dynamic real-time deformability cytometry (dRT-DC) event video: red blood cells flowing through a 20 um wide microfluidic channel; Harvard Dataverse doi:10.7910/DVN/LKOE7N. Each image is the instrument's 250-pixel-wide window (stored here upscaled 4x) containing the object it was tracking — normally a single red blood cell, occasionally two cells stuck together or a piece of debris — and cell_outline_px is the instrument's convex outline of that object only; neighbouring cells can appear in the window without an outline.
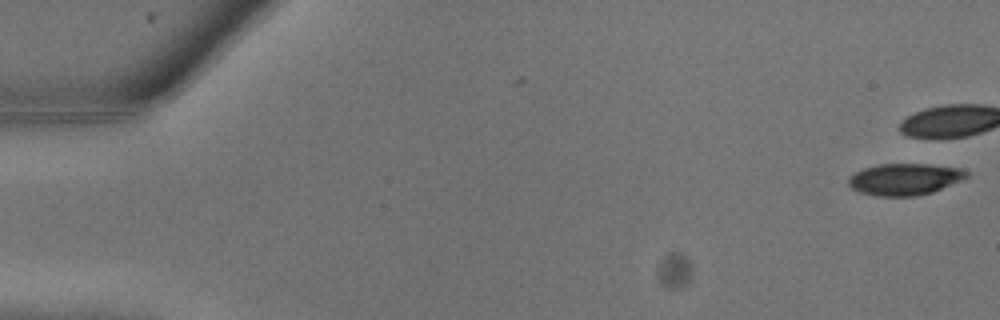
{"species": "common noctule bat (a hibernating species)", "species_latin": "Nyctalus noctula", "temperature_condition": "warm", "stored_images_in_passage": 2, "camera_frame_rate_fps": 3000, "um_per_image_px": 0.085, "animal": {"sex": "male", "body_mass_g": 13.3}, "frame": {"image": 1, "passage_image": 2, "time_ms": 0.333, "image_size_px": [1000, 320], "cell_outline_px": [[968, 176], [964, 180], [932, 192], [916, 196], [876, 196], [860, 192], [852, 188], [848, 184], [848, 176], [864, 168], [880, 164], [928, 164], [960, 168], [968, 172]], "centroid_in_image_um": [76.91, 15.24], "position_along_channel_um": 8.1, "area_um2": 21.85}}